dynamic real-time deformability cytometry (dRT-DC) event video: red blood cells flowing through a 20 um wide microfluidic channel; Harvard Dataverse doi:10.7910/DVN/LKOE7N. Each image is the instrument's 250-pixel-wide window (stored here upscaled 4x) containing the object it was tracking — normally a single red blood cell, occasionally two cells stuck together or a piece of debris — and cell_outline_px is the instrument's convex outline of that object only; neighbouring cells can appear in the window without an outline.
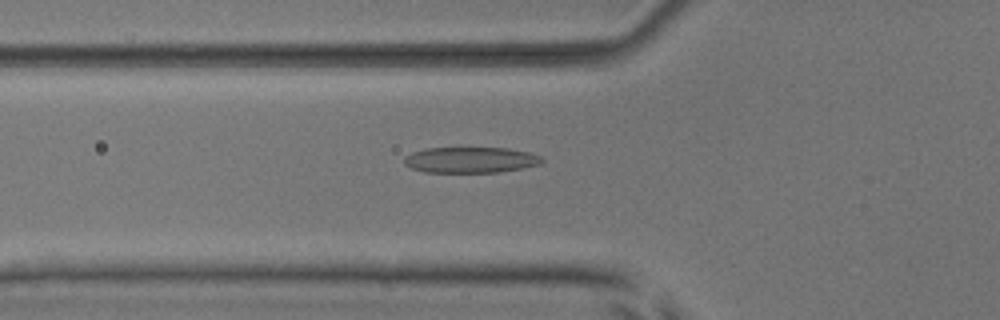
{"species": "common noctule bat (a hibernating species)", "species_latin": "Nyctalus noctula", "temperature_condition": "room temperature", "stored_images_in_passage": 52, "camera_frame_rate_fps": 3000, "um_per_image_px": 0.085, "animal": {"sex": "male", "body_mass_g": 17.9, "forearm_length_mm": 54.2}, "frame": {"image": 1, "passage_image": 18, "time_ms": 5.667, "image_size_px": [1000, 320], "cell_outline_px": [[544, 160], [540, 164], [524, 168], [500, 172], [424, 172], [412, 168], [404, 164], [404, 156], [412, 152], [424, 148], [508, 148], [528, 152], [544, 156]], "centroid_in_image_um": [40.02, 13.59], "position_along_channel_um": 85.8, "area_um2": 20.92}}
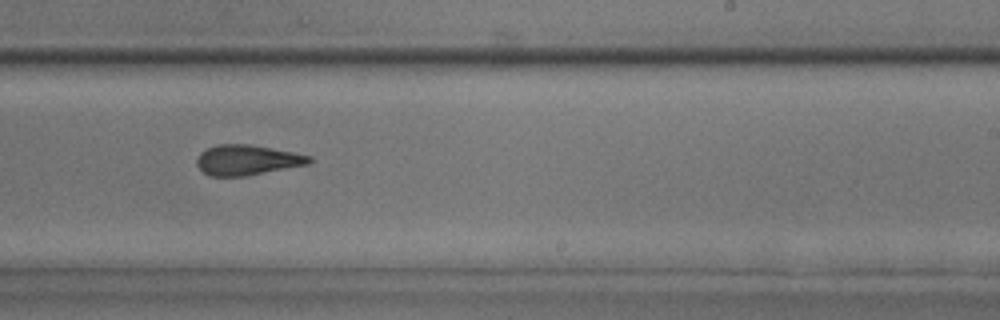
{"frame": {"image": 2, "passage_image": 32, "time_ms": 10.333, "image_size_px": [1000, 320], "cell_outline_px": [[312, 160], [308, 164], [244, 176], [212, 176], [204, 172], [196, 164], [196, 160], [200, 152], [216, 144], [252, 144], [312, 156]], "centroid_in_image_um": [20.99, 13.59], "position_along_channel_um": 268.0, "area_um2": 19.65}}
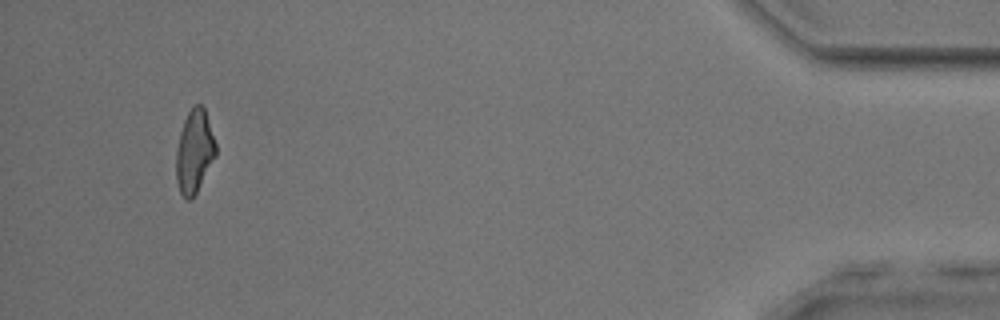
{"frame": {"image": 3, "passage_image": 49, "time_ms": 16.0, "image_size_px": [1000, 320], "cell_outline_px": [[216, 156], [196, 192], [188, 200], [184, 200], [180, 192], [176, 180], [176, 152], [180, 132], [184, 120], [188, 112], [196, 104], [200, 104], [204, 108], [216, 144]], "centroid_in_image_um": [16.51, 12.89], "position_along_channel_um": 418.7, "area_um2": 18.96}, "authors_computed_cell_mechanics": {"area_um2": 20.3456, "velocity_mm_per_s": 3.9068, "shape_relaxation_time_tau1_ms": 4.8381, "shape_relaxation_time_tau2_ms": 2.7245, "deformation_change_tau1": 0.1803, "deformation_change_tau2": 0.1308}}